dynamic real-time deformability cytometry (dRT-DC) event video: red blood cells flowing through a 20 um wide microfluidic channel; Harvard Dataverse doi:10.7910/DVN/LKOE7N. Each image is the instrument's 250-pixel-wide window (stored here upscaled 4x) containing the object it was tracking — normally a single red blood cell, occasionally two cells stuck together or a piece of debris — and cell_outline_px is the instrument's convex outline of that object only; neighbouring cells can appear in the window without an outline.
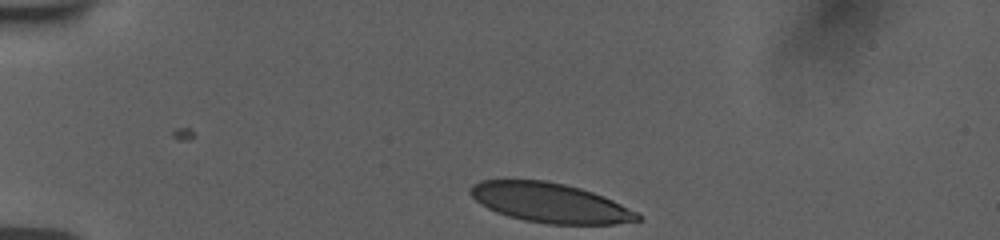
{"species": "human", "species_latin": "Homo sapiens", "temperature_condition": "room temperature", "stored_images_in_passage": 36, "camera_frame_rate_fps": 3000, "um_per_image_px": 0.085, "donor": {"sex": "female"}, "frame": {"image": 1, "passage_image": 1, "time_ms": 0.0, "image_size_px": [1000, 240], "cell_outline_px": [[640, 220], [616, 224], [548, 224], [524, 220], [508, 216], [496, 212], [480, 204], [468, 192], [468, 188], [472, 184], [480, 180], [544, 180], [564, 184], [580, 188], [604, 196], [640, 212]], "centroid_in_image_um": [46.76, 17.24], "position_along_channel_um": 38.2, "area_um2": 38.73}}
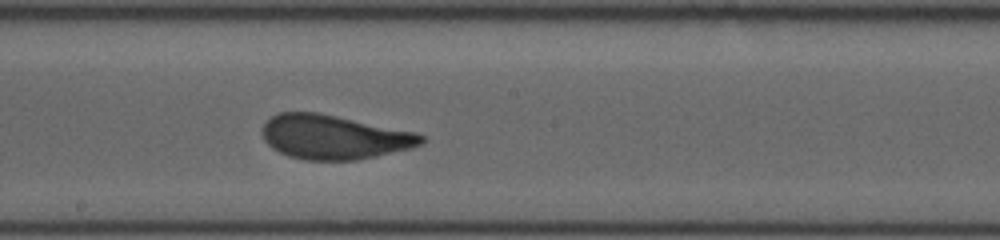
{"frame": {"image": 2, "passage_image": 20, "time_ms": 6.333, "image_size_px": [1000, 240], "cell_outline_px": [[428, 140], [412, 148], [376, 156], [356, 160], [304, 160], [288, 156], [272, 148], [264, 140], [260, 132], [264, 124], [272, 116], [280, 112], [320, 112], [416, 132], [424, 136]], "centroid_in_image_um": [28.39, 11.64], "position_along_channel_um": 219.8, "area_um2": 41.27}}
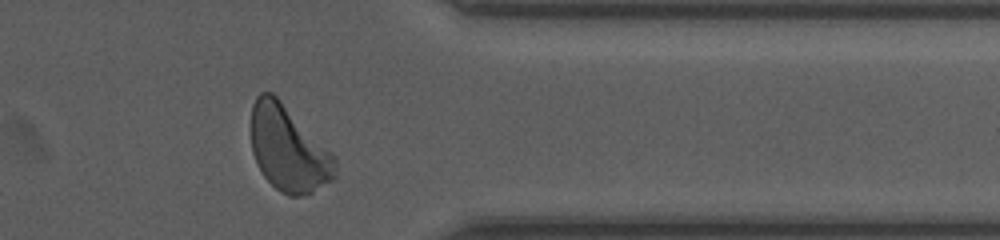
{"frame": {"image": 3, "passage_image": 34, "time_ms": 11.0, "image_size_px": [1000, 240], "cell_outline_px": [[336, 180], [304, 196], [288, 196], [280, 192], [264, 176], [256, 164], [252, 152], [252, 104], [256, 96], [260, 92], [272, 92], [336, 156]], "centroid_in_image_um": [24.54, 12.68], "position_along_channel_um": 386.9, "area_um2": 42.08}, "authors_computed_cell_mechanics": {"area_um2": 41.0091, "velocity_mm_per_s": 3.7383, "shape_relaxation_time_tau1_ms": 3.594, "shape_relaxation_time_tau2_ms": null, "deformation_change_tau1": 0.1617, "deformation_change_tau2": null}}